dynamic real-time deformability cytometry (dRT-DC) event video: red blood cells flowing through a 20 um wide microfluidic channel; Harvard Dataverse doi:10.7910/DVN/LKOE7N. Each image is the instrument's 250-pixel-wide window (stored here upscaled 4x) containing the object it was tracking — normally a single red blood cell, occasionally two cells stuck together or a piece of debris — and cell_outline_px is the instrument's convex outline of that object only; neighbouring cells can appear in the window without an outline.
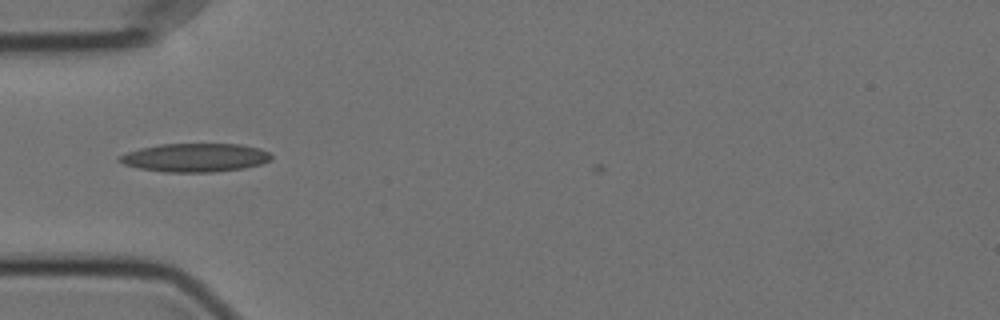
{"species": "Egyptian fruit bat (a non-hibernating species)", "species_latin": "Rousettus aegyptiacus", "temperature_condition": "cold", "stored_images_in_passage": 24, "camera_frame_rate_fps": 3000, "um_per_image_px": 0.085, "animal": {"sex": "female"}, "frame": {"image": 1, "passage_image": 1, "time_ms": 0.0, "image_size_px": [1000, 320], "cell_outline_px": [[272, 160], [260, 164], [244, 168], [212, 172], [164, 172], [140, 168], [124, 164], [116, 160], [120, 156], [128, 152], [140, 148], [160, 144], [240, 144], [260, 148], [268, 152], [272, 156]], "centroid_in_image_um": [16.6, 13.39], "position_along_channel_um": 68.4, "area_um2": 25.2}}
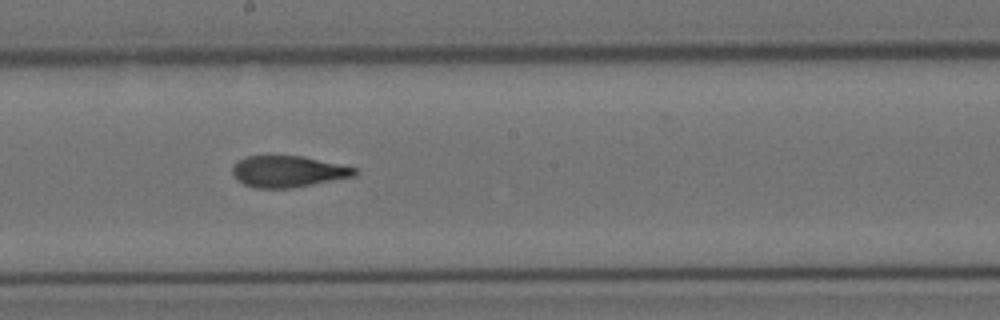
{"frame": {"image": 2, "passage_image": 14, "time_ms": 4.333, "image_size_px": [1000, 320], "cell_outline_px": [[360, 172], [356, 176], [292, 188], [252, 188], [236, 180], [232, 172], [232, 168], [240, 160], [248, 156], [304, 156], [356, 168]], "centroid_in_image_um": [24.5, 14.59], "position_along_channel_um": 223.7, "area_um2": 22.37}}
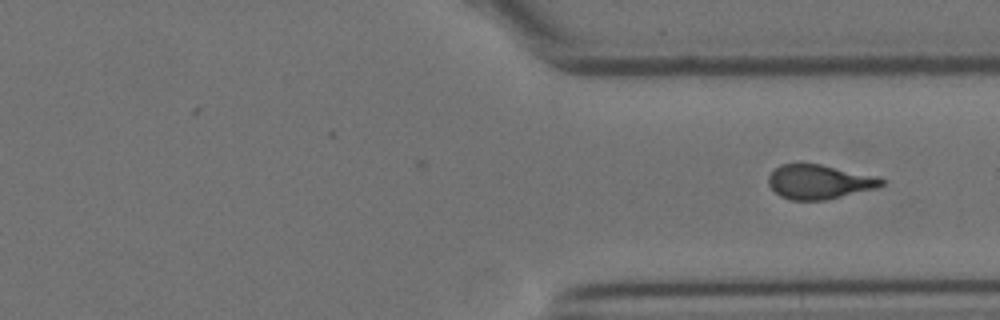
{"frame": {"image": 3, "passage_image": 24, "time_ms": 7.667, "image_size_px": [1000, 320], "cell_outline_px": [[884, 184], [876, 188], [824, 200], [788, 200], [780, 196], [768, 184], [768, 176], [780, 164], [820, 164], [880, 176], [884, 180]], "centroid_in_image_um": [69.65, 15.45], "position_along_channel_um": 341.8, "area_um2": 22.6}}